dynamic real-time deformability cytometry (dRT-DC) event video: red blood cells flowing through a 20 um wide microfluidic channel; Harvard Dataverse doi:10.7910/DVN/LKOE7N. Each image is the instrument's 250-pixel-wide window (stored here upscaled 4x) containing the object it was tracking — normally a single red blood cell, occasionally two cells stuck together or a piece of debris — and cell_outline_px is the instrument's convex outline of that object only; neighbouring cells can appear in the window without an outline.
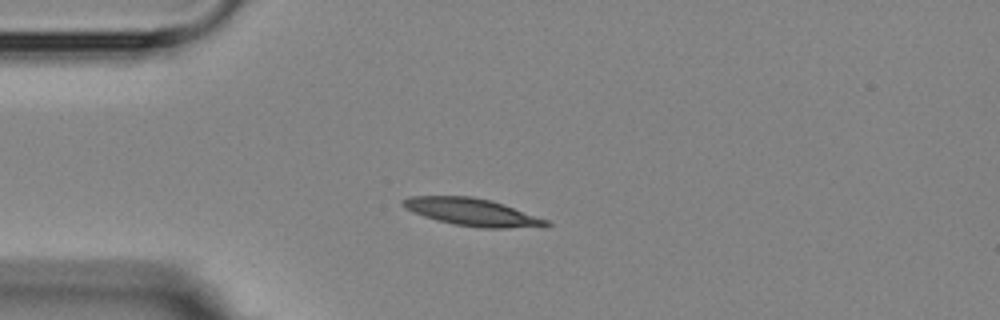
{"species": "Egyptian fruit bat (a non-hibernating species)", "species_latin": "Rousettus aegyptiacus", "temperature_condition": "room temperature", "stored_images_in_passage": 4, "camera_frame_rate_fps": 3000, "um_per_image_px": 0.085, "animal": {"sex": "female"}, "frame": {"image": 1, "passage_image": 3, "time_ms": 2.333, "image_size_px": [1000, 320], "cell_outline_px": [[552, 224], [548, 228], [484, 228], [452, 224], [436, 220], [412, 212], [404, 208], [400, 204], [400, 200], [408, 196], [472, 196], [492, 200], [504, 204], [548, 220]], "centroid_in_image_um": [40.17, 18.04], "position_along_channel_um": 44.8, "area_um2": 23.41}}